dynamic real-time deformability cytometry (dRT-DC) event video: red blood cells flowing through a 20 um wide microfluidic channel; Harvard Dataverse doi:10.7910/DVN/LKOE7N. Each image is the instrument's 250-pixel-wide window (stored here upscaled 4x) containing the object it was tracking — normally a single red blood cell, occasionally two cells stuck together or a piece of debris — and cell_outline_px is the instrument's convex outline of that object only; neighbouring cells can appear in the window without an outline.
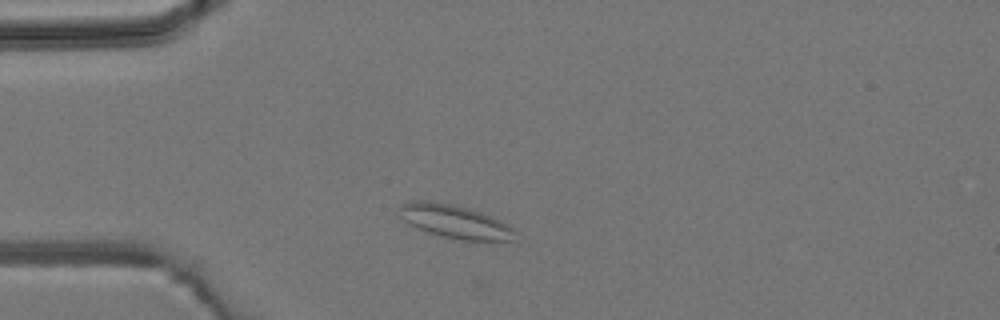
{"species": "common noctule bat (a hibernating species)", "species_latin": "Nyctalus noctula", "temperature_condition": "room temperature", "stored_images_in_passage": 1, "camera_frame_rate_fps": 3000, "um_per_image_px": 0.085, "animal": {"sex": "male", "body_mass_g": 19.2, "forearm_length_mm": 51.8}, "frame": {"image": 1, "passage_image": 1, "time_ms": 0.0, "image_size_px": [1000, 320], "cell_outline_px": [[512, 240], [460, 240], [440, 236], [416, 228], [408, 224], [396, 212], [396, 208], [400, 204], [412, 200], [428, 200], [452, 204], [468, 208], [480, 212], [500, 220], [508, 224], [512, 228]], "centroid_in_image_um": [38.53, 18.8], "position_along_channel_um": 46.5, "area_um2": 22.54}}